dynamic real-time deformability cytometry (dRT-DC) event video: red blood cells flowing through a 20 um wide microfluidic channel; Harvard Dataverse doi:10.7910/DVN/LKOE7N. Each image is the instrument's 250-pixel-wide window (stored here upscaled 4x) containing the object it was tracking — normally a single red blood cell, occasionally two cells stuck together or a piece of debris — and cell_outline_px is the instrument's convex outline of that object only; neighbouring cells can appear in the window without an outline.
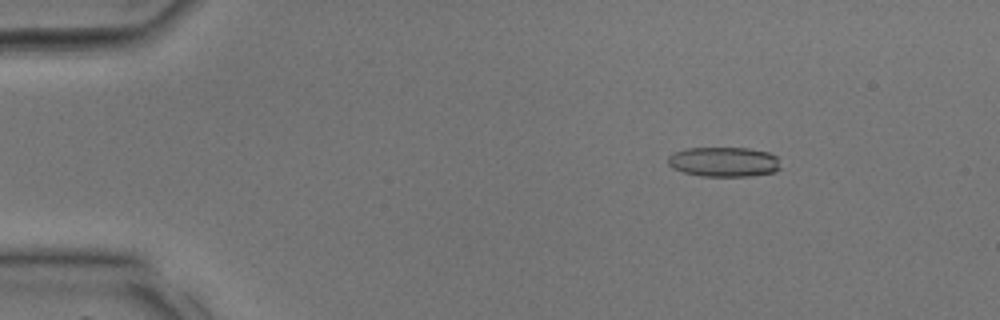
{"species": "common noctule bat (a hibernating species)", "species_latin": "Nyctalus noctula", "temperature_condition": "room temperature", "stored_images_in_passage": 36, "camera_frame_rate_fps": 3000, "um_per_image_px": 0.085, "animal": {"sex": "male", "body_mass_g": 17.9, "forearm_length_mm": 54.2}, "frame": {"image": 1, "passage_image": 6, "time_ms": 1.667, "image_size_px": [1000, 320], "cell_outline_px": [[780, 168], [776, 172], [752, 176], [700, 176], [684, 172], [672, 168], [668, 164], [668, 156], [684, 148], [748, 148], [768, 152], [776, 156]], "centroid_in_image_um": [61.53, 13.76], "position_along_channel_um": 23.5, "area_um2": 19.59}}
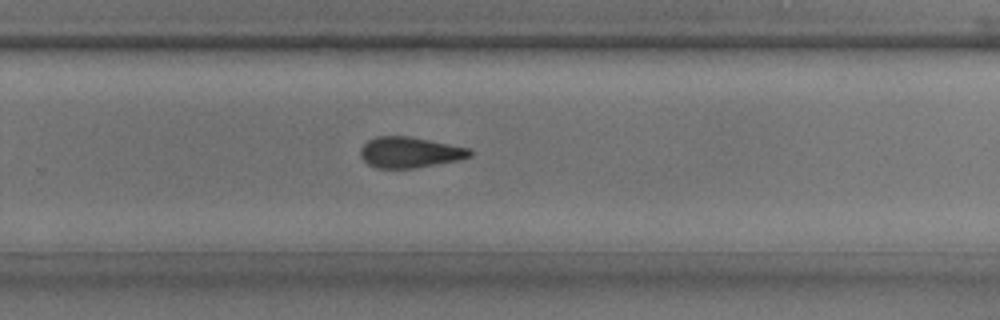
{"frame": {"image": 2, "passage_image": 24, "time_ms": 7.667, "image_size_px": [1000, 320], "cell_outline_px": [[472, 156], [460, 160], [416, 168], [376, 168], [368, 164], [360, 156], [360, 148], [368, 140], [376, 136], [408, 136], [472, 148]], "centroid_in_image_um": [34.85, 12.95], "position_along_channel_um": 294.9, "area_um2": 19.83}}
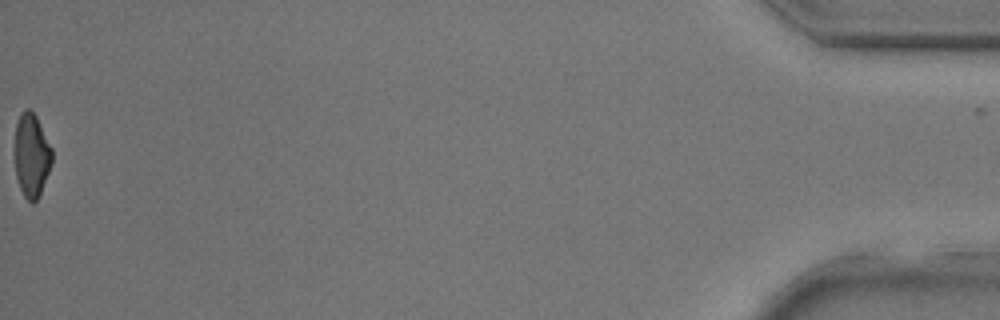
{"frame": {"image": 3, "passage_image": 36, "time_ms": 11.667, "image_size_px": [1000, 320], "cell_outline_px": [[52, 164], [40, 192], [36, 200], [32, 204], [24, 196], [20, 188], [16, 176], [12, 152], [16, 124], [20, 112], [24, 108], [28, 108], [36, 116], [52, 148]], "centroid_in_image_um": [2.63, 13.16], "position_along_channel_um": 432.6, "area_um2": 18.61}}